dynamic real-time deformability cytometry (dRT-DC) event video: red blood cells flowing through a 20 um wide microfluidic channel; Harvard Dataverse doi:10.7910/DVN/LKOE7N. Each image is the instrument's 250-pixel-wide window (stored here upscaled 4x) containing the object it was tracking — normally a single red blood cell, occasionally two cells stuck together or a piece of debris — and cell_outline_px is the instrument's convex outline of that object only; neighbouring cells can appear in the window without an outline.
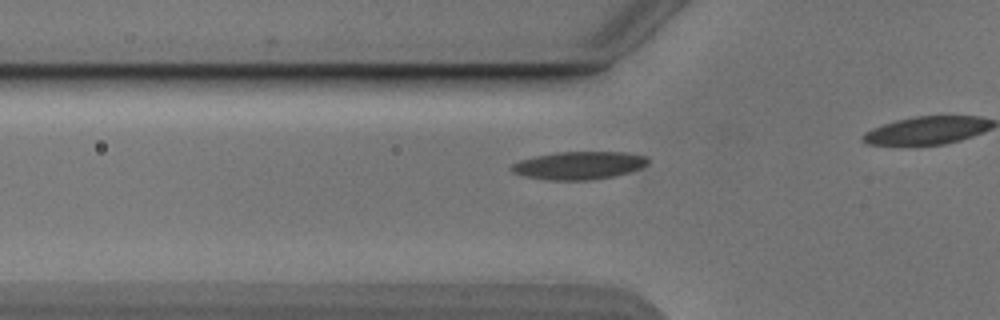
{"species": "Egyptian fruit bat (a non-hibernating species)", "species_latin": "Rousettus aegyptiacus", "temperature_condition": "cold", "stored_images_in_passage": 25, "camera_frame_rate_fps": 3000, "um_per_image_px": 0.085, "animal": {"sex": "male"}, "frame": {"image": 1, "passage_image": 20, "time_ms": 6.333, "image_size_px": [1000, 320], "cell_outline_px": [[648, 164], [644, 168], [612, 176], [588, 180], [544, 180], [524, 176], [512, 172], [508, 168], [512, 164], [520, 160], [536, 156], [556, 152], [624, 152], [648, 156]], "centroid_in_image_um": [49.2, 14.06], "position_along_channel_um": 76.6, "area_um2": 22.31}}
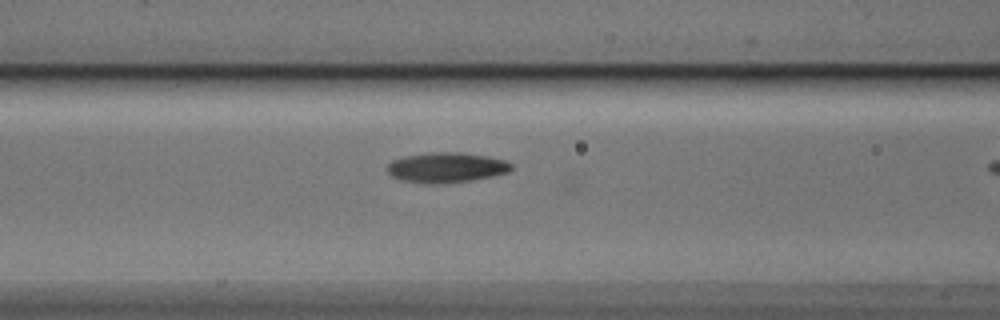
{"frame": {"image": 2, "passage_image": 24, "time_ms": 7.667, "image_size_px": [1000, 320], "cell_outline_px": [[512, 168], [508, 172], [492, 176], [472, 180], [444, 184], [424, 184], [400, 180], [392, 176], [384, 168], [392, 160], [404, 156], [428, 152], [460, 152], [488, 156], [504, 160], [512, 164]], "centroid_in_image_um": [37.89, 14.24], "position_along_channel_um": 128.7, "area_um2": 22.14}}